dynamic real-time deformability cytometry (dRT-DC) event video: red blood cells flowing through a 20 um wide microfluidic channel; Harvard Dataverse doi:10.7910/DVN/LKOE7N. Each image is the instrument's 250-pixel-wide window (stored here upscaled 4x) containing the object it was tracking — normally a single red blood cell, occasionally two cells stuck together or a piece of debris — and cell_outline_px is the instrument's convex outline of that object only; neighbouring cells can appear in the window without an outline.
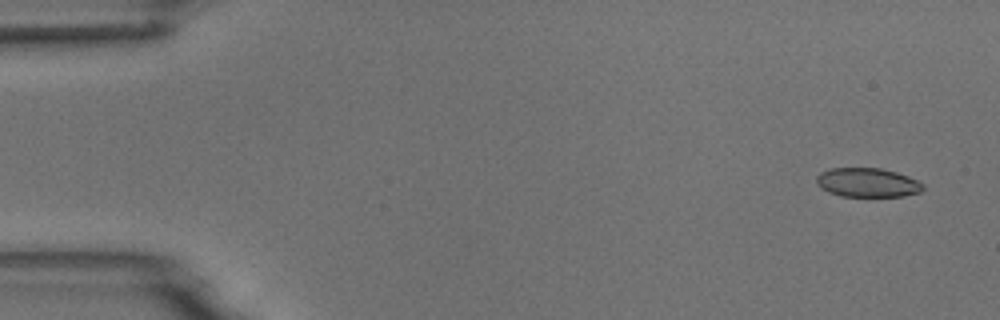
{"species": "common noctule bat (a hibernating species)", "species_latin": "Nyctalus noctula", "temperature_condition": "room temperature", "stored_images_in_passage": 4, "camera_frame_rate_fps": 3000, "um_per_image_px": 0.085, "animal": {"sex": "male", "body_mass_g": 18.8}, "frame": {"image": 1, "passage_image": 1, "time_ms": 0.0, "image_size_px": [1000, 320], "cell_outline_px": [[924, 188], [920, 192], [904, 196], [840, 196], [828, 192], [820, 188], [816, 184], [816, 176], [820, 172], [832, 168], [880, 168], [896, 172], [908, 176], [924, 184]], "centroid_in_image_um": [73.71, 15.52], "position_along_channel_um": 11.3, "area_um2": 18.15}}
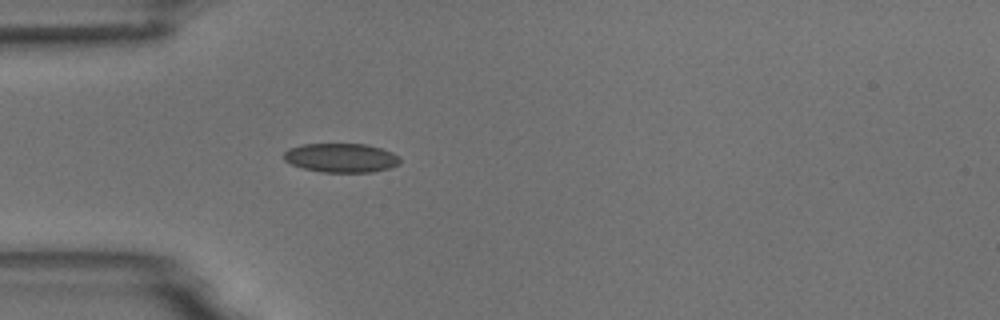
{"frame": {"image": 2, "passage_image": 4, "time_ms": 4.333, "image_size_px": [1000, 320], "cell_outline_px": [[400, 164], [388, 168], [372, 172], [320, 172], [304, 168], [292, 164], [284, 160], [284, 152], [288, 148], [304, 144], [368, 144], [392, 152], [400, 156]], "centroid_in_image_um": [29.01, 13.41], "position_along_channel_um": 56.0, "area_um2": 19.71}}